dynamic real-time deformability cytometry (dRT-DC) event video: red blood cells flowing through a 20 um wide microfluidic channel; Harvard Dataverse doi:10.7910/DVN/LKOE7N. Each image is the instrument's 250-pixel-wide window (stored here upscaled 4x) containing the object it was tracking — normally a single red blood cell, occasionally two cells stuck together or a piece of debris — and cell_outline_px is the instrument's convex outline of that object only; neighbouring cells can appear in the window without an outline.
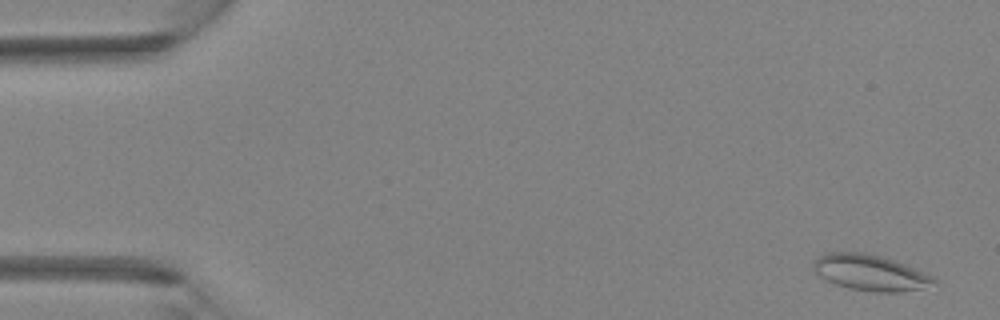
{"species": "Egyptian fruit bat (a non-hibernating species)", "species_latin": "Rousettus aegyptiacus", "temperature_condition": "room temperature", "stored_images_in_passage": 4, "camera_frame_rate_fps": 3000, "um_per_image_px": 0.085, "animal": {"sex": "female"}, "frame": {"image": 1, "passage_image": 1, "time_ms": 0.0, "image_size_px": [1000, 320], "cell_outline_px": [[940, 284], [900, 292], [872, 292], [848, 288], [836, 284], [812, 272], [812, 260], [824, 252], [864, 252], [880, 256], [904, 264], [932, 276]], "centroid_in_image_um": [73.91, 23.17], "position_along_channel_um": 11.1, "area_um2": 25.32}}